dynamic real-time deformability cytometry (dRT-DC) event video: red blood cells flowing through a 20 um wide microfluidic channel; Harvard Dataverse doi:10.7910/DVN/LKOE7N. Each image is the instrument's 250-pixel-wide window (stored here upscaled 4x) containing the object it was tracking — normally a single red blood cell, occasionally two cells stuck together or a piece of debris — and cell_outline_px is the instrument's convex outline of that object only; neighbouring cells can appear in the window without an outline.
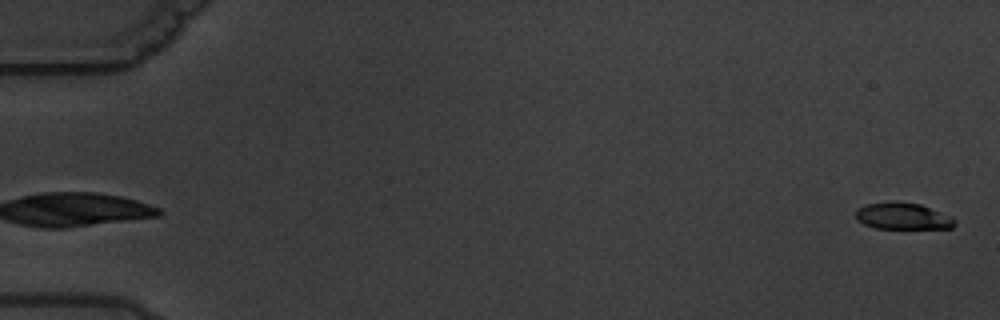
{"species": "common noctule bat (a hibernating species)", "species_latin": "Nyctalus noctula", "temperature_condition": "warm", "stored_images_in_passage": 2, "camera_frame_rate_fps": 3000, "um_per_image_px": 0.085, "animal": {"sex": "male", "body_mass_g": 19.5, "forearm_length_mm": 54.6}, "frame": {"image": 1, "passage_image": 2, "time_ms": 1.0, "image_size_px": [1000, 320], "cell_outline_px": [[956, 224], [952, 228], [876, 228], [864, 224], [856, 220], [856, 208], [868, 204], [896, 200], [920, 204], [952, 216], [956, 220]], "centroid_in_image_um": [76.74, 18.36], "position_along_channel_um": 8.3, "area_um2": 15.55}}